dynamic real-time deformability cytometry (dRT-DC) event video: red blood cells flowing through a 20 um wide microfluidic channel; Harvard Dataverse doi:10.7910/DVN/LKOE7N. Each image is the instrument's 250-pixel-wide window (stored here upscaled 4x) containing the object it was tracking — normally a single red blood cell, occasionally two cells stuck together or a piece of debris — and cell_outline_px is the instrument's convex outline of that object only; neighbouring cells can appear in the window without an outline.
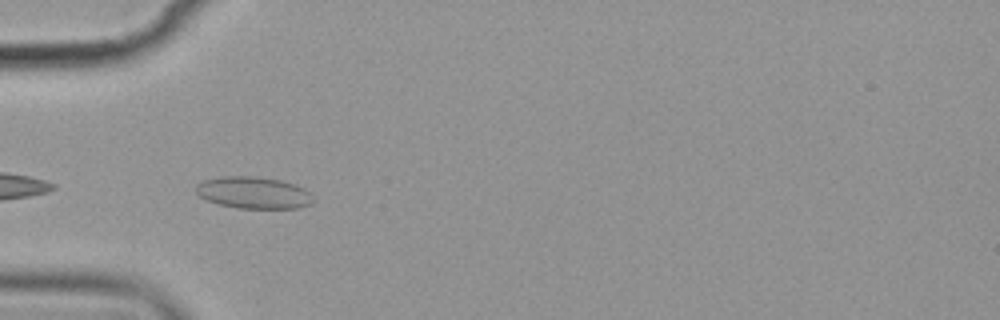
{"species": "common noctule bat (a hibernating species)", "species_latin": "Nyctalus noctula", "temperature_condition": "cold", "stored_images_in_passage": 5, "camera_frame_rate_fps": 3000, "um_per_image_px": 0.085, "animal": {"sex": "female", "body_mass_g": 19.9}, "frame": {"image": 1, "passage_image": 5, "time_ms": 4.667, "image_size_px": [1000, 320], "cell_outline_px": [[316, 200], [312, 204], [296, 208], [236, 208], [220, 204], [208, 200], [200, 196], [196, 192], [196, 184], [204, 180], [224, 176], [252, 176], [280, 180], [296, 184], [304, 188]], "centroid_in_image_um": [21.58, 16.38], "position_along_channel_um": 63.4, "area_um2": 21.73}}